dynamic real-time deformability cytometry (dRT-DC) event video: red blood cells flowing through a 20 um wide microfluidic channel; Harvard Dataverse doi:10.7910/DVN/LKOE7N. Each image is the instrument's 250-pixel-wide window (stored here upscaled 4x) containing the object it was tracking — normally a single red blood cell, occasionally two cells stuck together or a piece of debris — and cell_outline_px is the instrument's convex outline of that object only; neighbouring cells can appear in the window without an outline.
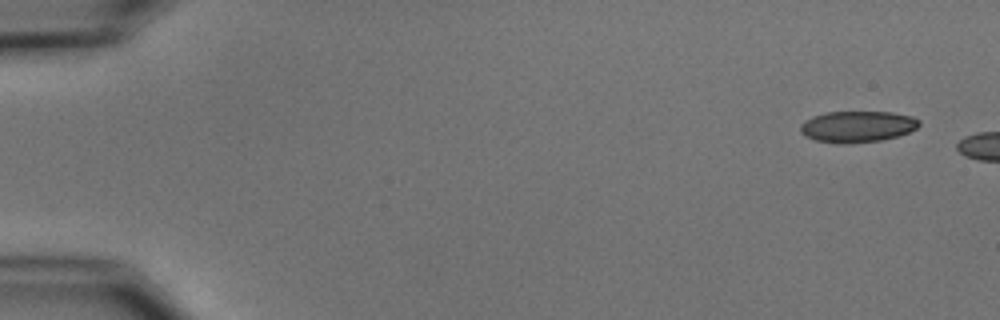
{"species": "common noctule bat (a hibernating species)", "species_latin": "Nyctalus noctula", "temperature_condition": "cold", "stored_images_in_passage": 2, "camera_frame_rate_fps": 3000, "um_per_image_px": 0.085, "animal": {"sex": "male", "body_mass_g": 15.6}, "frame": {"image": 1, "passage_image": 1, "time_ms": 0.0, "image_size_px": [1000, 320], "cell_outline_px": [[920, 124], [916, 128], [908, 132], [896, 136], [880, 140], [840, 144], [816, 140], [804, 136], [800, 132], [800, 124], [804, 120], [812, 116], [828, 112], [892, 112], [912, 116], [920, 120]], "centroid_in_image_um": [72.84, 10.75], "position_along_channel_um": 12.2, "area_um2": 21.62}}